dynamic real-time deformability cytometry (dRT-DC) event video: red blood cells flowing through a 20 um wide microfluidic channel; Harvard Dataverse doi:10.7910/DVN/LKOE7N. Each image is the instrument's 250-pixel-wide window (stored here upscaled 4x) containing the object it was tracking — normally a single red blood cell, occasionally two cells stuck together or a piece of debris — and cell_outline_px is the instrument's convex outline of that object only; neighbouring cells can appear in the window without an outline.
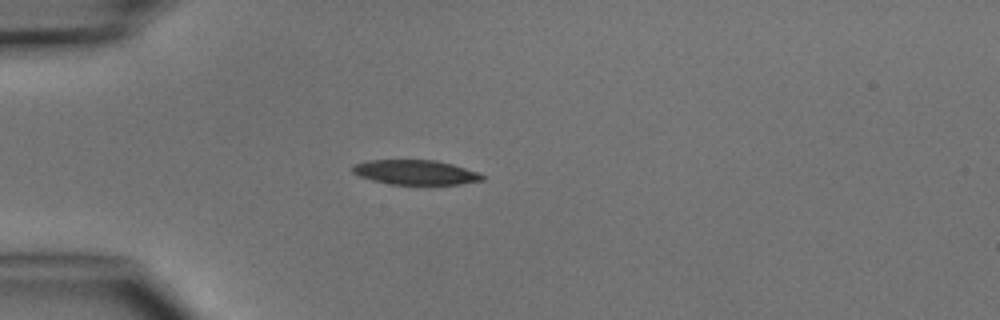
{"species": "common noctule bat (a hibernating species)", "species_latin": "Nyctalus noctula", "temperature_condition": "cold", "stored_images_in_passage": 1, "camera_frame_rate_fps": 3000, "um_per_image_px": 0.085, "animal": {"sex": "male", "body_mass_g": 15.6}, "frame": {"image": 1, "passage_image": 1, "time_ms": 0.0, "image_size_px": [1000, 320], "cell_outline_px": [[484, 180], [460, 184], [392, 184], [372, 180], [360, 176], [352, 172], [352, 164], [368, 160], [436, 160], [452, 164], [480, 172], [484, 176]], "centroid_in_image_um": [35.32, 14.64], "position_along_channel_um": 49.7, "area_um2": 18.67}}